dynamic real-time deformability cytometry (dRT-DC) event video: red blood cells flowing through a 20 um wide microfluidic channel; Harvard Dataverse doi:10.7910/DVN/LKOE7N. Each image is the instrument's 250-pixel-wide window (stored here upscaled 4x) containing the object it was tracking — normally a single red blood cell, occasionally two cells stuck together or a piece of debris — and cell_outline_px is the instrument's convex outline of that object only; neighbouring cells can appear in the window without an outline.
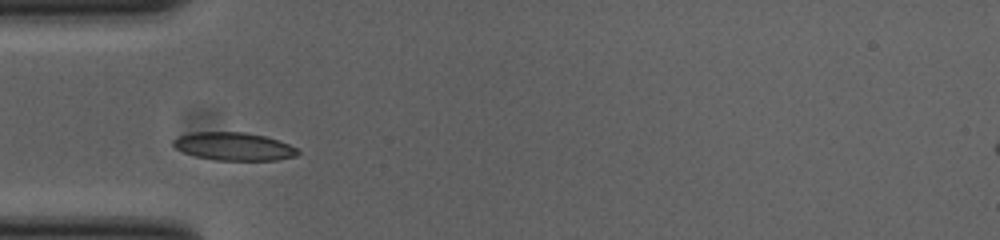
{"species": "common noctule bat (a hibernating species)", "species_latin": "Nyctalus noctula", "temperature_condition": "cold", "stored_images_in_passage": 31, "camera_frame_rate_fps": 3000, "um_per_image_px": 0.085, "animal": {"sex": "female", "body_mass_g": 23.0, "forearm_length_mm": 53.4}, "frame": {"image": 1, "passage_image": 1, "time_ms": 0.0, "image_size_px": [1000, 240], "cell_outline_px": [[300, 152], [296, 156], [276, 160], [216, 160], [196, 156], [184, 152], [176, 148], [172, 144], [172, 140], [176, 136], [192, 132], [244, 132], [264, 136], [288, 144], [296, 148]], "centroid_in_image_um": [19.84, 12.44], "position_along_channel_um": 65.2, "area_um2": 20.23}}
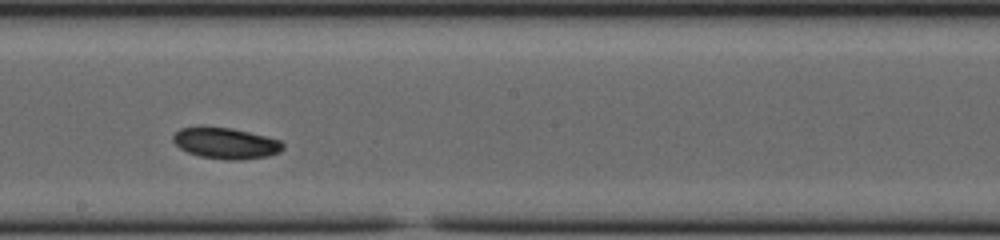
{"frame": {"image": 2, "passage_image": 14, "time_ms": 4.333, "image_size_px": [1000, 240], "cell_outline_px": [[284, 148], [280, 152], [268, 156], [240, 160], [228, 160], [200, 156], [188, 152], [180, 148], [172, 140], [172, 136], [180, 128], [200, 124], [204, 124], [232, 128], [280, 140], [284, 144]], "centroid_in_image_um": [19.15, 12.14], "position_along_channel_um": 229.1, "area_um2": 20.35}}
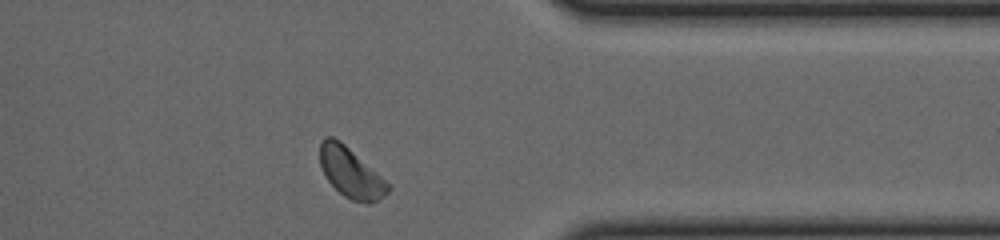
{"frame": {"image": 3, "passage_image": 27, "time_ms": 8.667, "image_size_px": [1000, 240], "cell_outline_px": [[392, 188], [384, 196], [368, 204], [352, 200], [344, 196], [328, 180], [320, 164], [320, 144], [324, 136], [332, 136], [340, 140], [376, 172]], "centroid_in_image_um": [29.8, 14.67], "position_along_channel_um": 381.6, "area_um2": 19.42}, "authors_computed_cell_mechanics": {"area_um2": 19.7676, "velocity_mm_per_s": 3.7905, "shape_relaxation_time_tau1_ms": 5.8181, "shape_relaxation_time_tau2_ms": null, "deformation_change_tau1": 0.0933, "deformation_change_tau2": null}}